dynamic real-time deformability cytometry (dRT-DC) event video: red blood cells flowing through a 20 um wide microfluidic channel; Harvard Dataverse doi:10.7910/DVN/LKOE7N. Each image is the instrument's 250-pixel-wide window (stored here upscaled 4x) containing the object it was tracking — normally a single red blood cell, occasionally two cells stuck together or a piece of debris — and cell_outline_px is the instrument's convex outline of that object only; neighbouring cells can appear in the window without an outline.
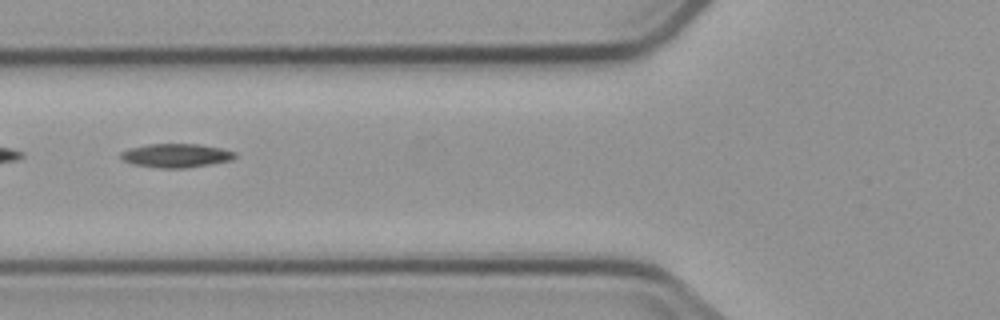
{"species": "common noctule bat (a hibernating species)", "species_latin": "Nyctalus noctula", "temperature_condition": "cold", "stored_images_in_passage": 8, "camera_frame_rate_fps": 3000, "um_per_image_px": 0.085, "animal": {"sex": "male", "body_mass_g": 23.1, "forearm_length_mm": 52.7}, "frame": {"image": 1, "passage_image": 6, "time_ms": 6.667, "image_size_px": [1000, 320], "cell_outline_px": [[236, 156], [232, 160], [184, 168], [164, 168], [132, 164], [124, 160], [120, 156], [120, 152], [128, 148], [148, 144], [200, 144], [220, 148], [236, 152]], "centroid_in_image_um": [14.95, 13.21], "position_along_channel_um": 110.8, "area_um2": 15.72}}
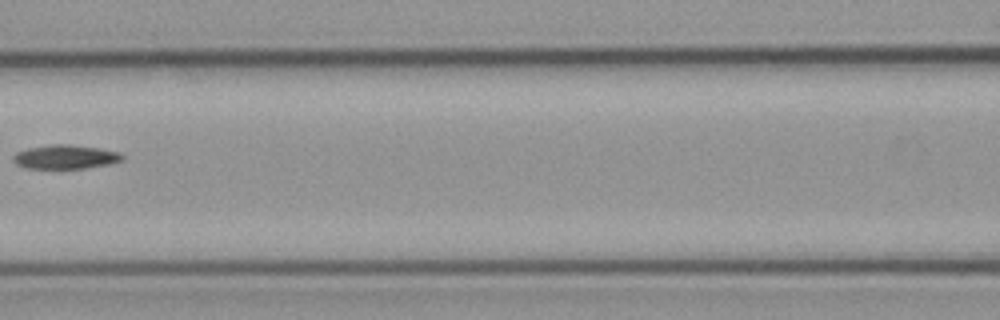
{"frame": {"image": 2, "passage_image": 7, "time_ms": 8.0, "image_size_px": [1000, 320], "cell_outline_px": [[124, 160], [108, 164], [84, 168], [28, 168], [16, 164], [12, 160], [12, 156], [16, 152], [28, 148], [52, 144], [68, 144], [100, 148], [120, 152], [124, 156]], "centroid_in_image_um": [5.56, 13.33], "position_along_channel_um": 161.0, "area_um2": 15.26}}
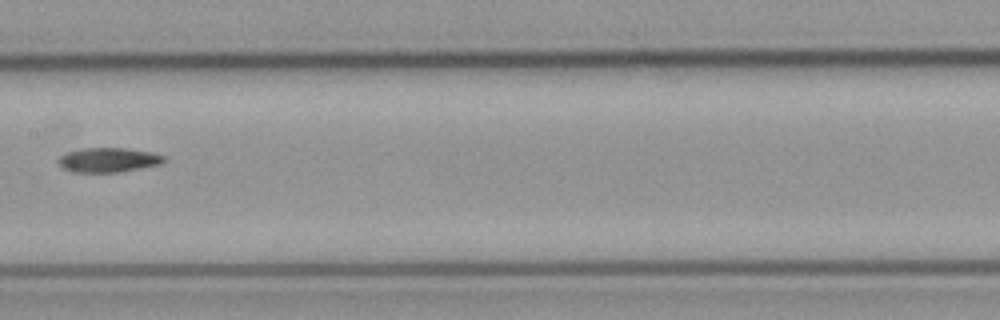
{"frame": {"image": 3, "passage_image": 8, "time_ms": 9.0, "image_size_px": [1000, 320], "cell_outline_px": [[164, 160], [160, 164], [116, 172], [72, 172], [64, 168], [56, 160], [60, 156], [68, 152], [84, 148], [124, 148], [152, 152], [164, 156]], "centroid_in_image_um": [9.18, 13.59], "position_along_channel_um": 198.2, "area_um2": 14.8}}